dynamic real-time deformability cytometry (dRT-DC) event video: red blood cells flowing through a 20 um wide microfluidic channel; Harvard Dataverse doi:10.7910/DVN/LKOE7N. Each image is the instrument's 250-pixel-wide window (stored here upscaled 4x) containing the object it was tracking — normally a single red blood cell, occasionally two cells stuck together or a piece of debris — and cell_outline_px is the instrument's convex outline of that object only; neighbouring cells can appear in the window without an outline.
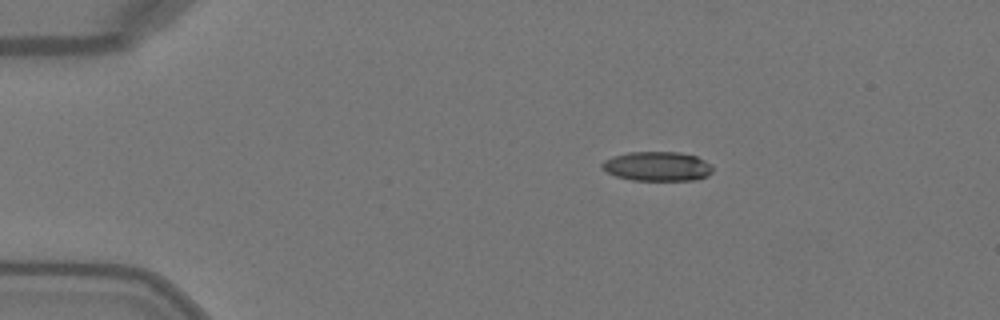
{"species": "Egyptian fruit bat (a non-hibernating species)", "species_latin": "Rousettus aegyptiacus", "temperature_condition": "warm", "stored_images_in_passage": 42, "camera_frame_rate_fps": 3000, "um_per_image_px": 0.085, "animal": {"sex": "female"}, "frame": {"image": 1, "passage_image": 1, "time_ms": 0.0, "image_size_px": [1000, 320], "cell_outline_px": [[712, 172], [708, 176], [696, 180], [632, 180], [616, 176], [600, 168], [600, 164], [604, 160], [612, 156], [628, 152], [680, 152], [696, 156], [712, 164]], "centroid_in_image_um": [55.87, 14.13], "position_along_channel_um": 29.1, "area_um2": 19.13}}
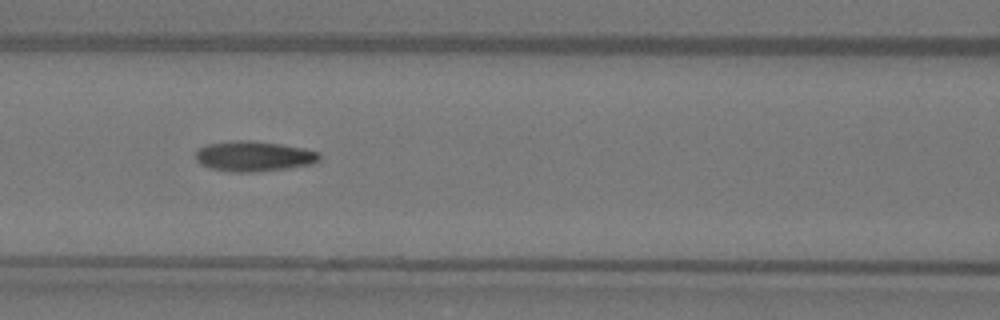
{"frame": {"image": 2, "passage_image": 14, "time_ms": 4.333, "image_size_px": [1000, 320], "cell_outline_px": [[320, 160], [308, 164], [288, 168], [256, 172], [236, 172], [212, 168], [200, 164], [196, 160], [196, 152], [200, 148], [208, 144], [236, 140], [252, 140], [280, 144], [304, 148], [320, 152]], "centroid_in_image_um": [21.59, 13.27], "position_along_channel_um": 145.0, "area_um2": 21.68}}
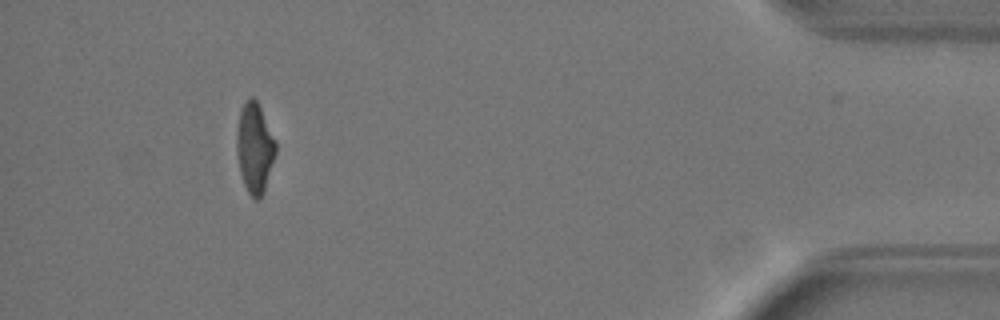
{"frame": {"image": 3, "passage_image": 38, "time_ms": 12.333, "image_size_px": [1000, 320], "cell_outline_px": [[276, 152], [264, 192], [260, 200], [256, 200], [248, 192], [244, 184], [240, 172], [236, 148], [236, 132], [240, 112], [244, 104], [252, 96], [256, 100], [276, 140]], "centroid_in_image_um": [21.65, 12.61], "position_along_channel_um": 413.6, "area_um2": 20.29}, "authors_computed_cell_mechanics": {"area_um2": 20.8658, "velocity_mm_per_s": 4.1132, "shape_relaxation_time_tau1_ms": 4.6199, "shape_relaxation_time_tau2_ms": 2.9457, "deformation_change_tau1": 0.2157, "deformation_change_tau2": 0.1018}}